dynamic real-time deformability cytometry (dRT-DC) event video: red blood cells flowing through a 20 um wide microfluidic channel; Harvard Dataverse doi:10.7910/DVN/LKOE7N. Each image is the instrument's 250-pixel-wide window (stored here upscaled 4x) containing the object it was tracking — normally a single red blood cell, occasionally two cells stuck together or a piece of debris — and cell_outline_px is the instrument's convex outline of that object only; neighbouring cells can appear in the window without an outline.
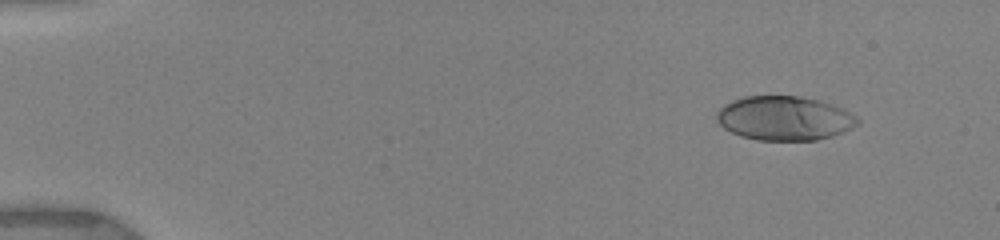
{"species": "human", "species_latin": "Homo sapiens", "temperature_condition": "warm", "stored_images_in_passage": 7, "camera_frame_rate_fps": 3000, "um_per_image_px": 0.085, "donor": {"sex": "female"}, "frame": {"image": 1, "passage_image": 1, "time_ms": 0.0, "image_size_px": [1000, 240], "cell_outline_px": [[860, 124], [852, 128], [832, 136], [816, 140], [756, 140], [740, 136], [724, 128], [716, 120], [716, 112], [724, 104], [732, 100], [744, 96], [800, 96], [832, 104], [844, 108], [856, 116], [860, 120]], "centroid_in_image_um": [66.68, 10.05], "position_along_channel_um": 18.3, "area_um2": 36.47}}